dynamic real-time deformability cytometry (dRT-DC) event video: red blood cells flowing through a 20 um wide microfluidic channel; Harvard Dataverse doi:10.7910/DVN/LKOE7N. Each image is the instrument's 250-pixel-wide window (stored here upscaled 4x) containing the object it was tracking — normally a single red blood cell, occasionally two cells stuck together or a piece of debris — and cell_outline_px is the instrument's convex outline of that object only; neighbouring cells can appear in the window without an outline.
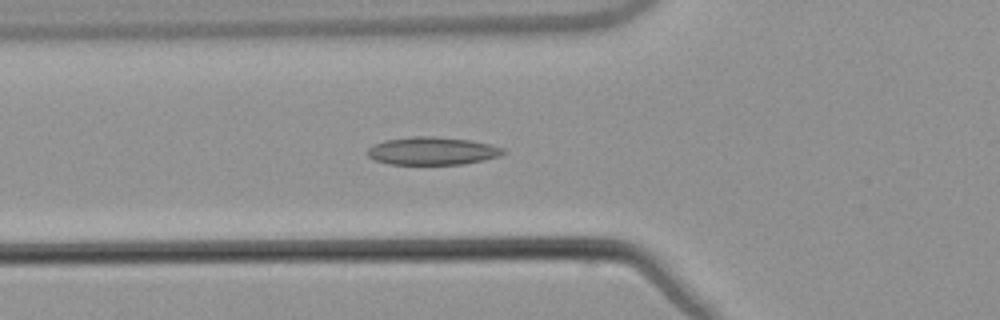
{"species": "common noctule bat (a hibernating species)", "species_latin": "Nyctalus noctula", "temperature_condition": "warm", "stored_images_in_passage": 39, "camera_frame_rate_fps": 3000, "um_per_image_px": 0.085, "animal": {"sex": "male", "body_mass_g": 21.5, "forearm_length_mm": 52.0}, "frame": {"image": 1, "passage_image": 5, "time_ms": 1.333, "image_size_px": [1000, 320], "cell_outline_px": [[508, 152], [500, 156], [484, 160], [464, 164], [388, 164], [372, 160], [368, 156], [368, 148], [372, 144], [384, 140], [412, 136], [432, 136], [472, 140], [504, 148]], "centroid_in_image_um": [36.74, 12.83], "position_along_channel_um": 89.1, "area_um2": 22.31}}
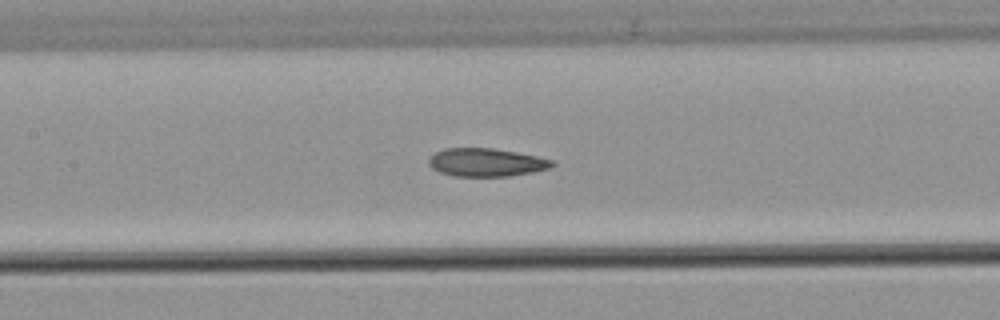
{"frame": {"image": 2, "passage_image": 11, "time_ms": 3.333, "image_size_px": [1000, 320], "cell_outline_px": [[556, 164], [548, 168], [532, 172], [508, 176], [456, 176], [440, 172], [432, 168], [428, 164], [428, 160], [436, 152], [444, 148], [492, 148], [516, 152], [536, 156], [552, 160]], "centroid_in_image_um": [41.32, 13.8], "position_along_channel_um": 166.1, "area_um2": 20.06}}
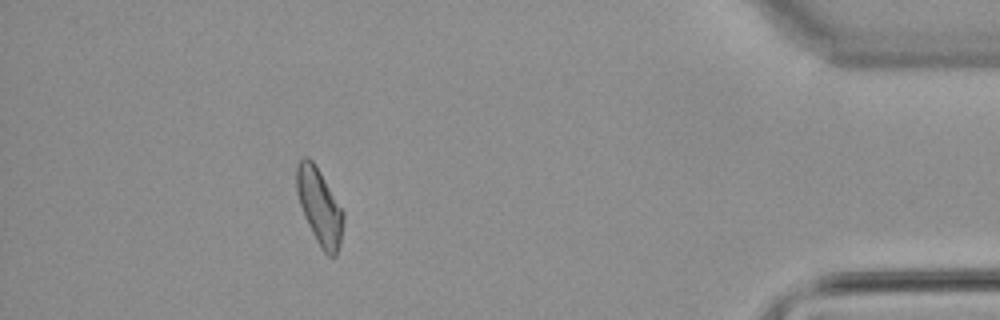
{"frame": {"image": 3, "passage_image": 34, "time_ms": 11.0, "image_size_px": [1000, 320], "cell_outline_px": [[344, 220], [340, 244], [336, 256], [328, 256], [324, 252], [316, 240], [304, 216], [296, 192], [296, 168], [300, 160], [304, 156], [308, 156], [316, 164], [344, 212]], "centroid_in_image_um": [27.16, 17.54], "position_along_channel_um": 408.0, "area_um2": 20.75}, "authors_computed_cell_mechanics": {"area_um2": 20.6346, "velocity_mm_per_s": 3.8251, "shape_relaxation_time_tau1_ms": null, "shape_relaxation_time_tau2_ms": 4.7385, "deformation_change_tau1": null, "deformation_change_tau2": 0.1284}}